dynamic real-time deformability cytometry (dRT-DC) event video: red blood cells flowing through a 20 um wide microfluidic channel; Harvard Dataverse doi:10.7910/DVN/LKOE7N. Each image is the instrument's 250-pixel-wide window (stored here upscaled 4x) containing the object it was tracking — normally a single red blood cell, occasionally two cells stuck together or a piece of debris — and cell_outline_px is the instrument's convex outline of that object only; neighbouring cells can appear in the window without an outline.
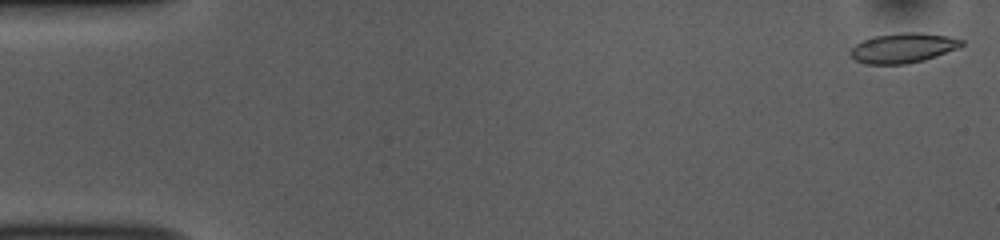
{"species": "common noctule bat (a hibernating species)", "species_latin": "Nyctalus noctula", "temperature_condition": "room temperature", "stored_images_in_passage": 52, "camera_frame_rate_fps": 3000, "um_per_image_px": 0.085, "animal": {"sex": "female", "body_mass_g": 10.0, "forearm_length_mm": 53.1}, "frame": {"image": 1, "passage_image": 1, "time_ms": 0.0, "image_size_px": [1000, 240], "cell_outline_px": [[964, 44], [960, 48], [924, 60], [904, 64], [864, 64], [856, 60], [852, 56], [852, 48], [856, 44], [864, 40], [876, 36], [900, 32], [920, 32], [948, 36], [964, 40]], "centroid_in_image_um": [76.82, 4.07], "position_along_channel_um": 8.2, "area_um2": 19.25}}
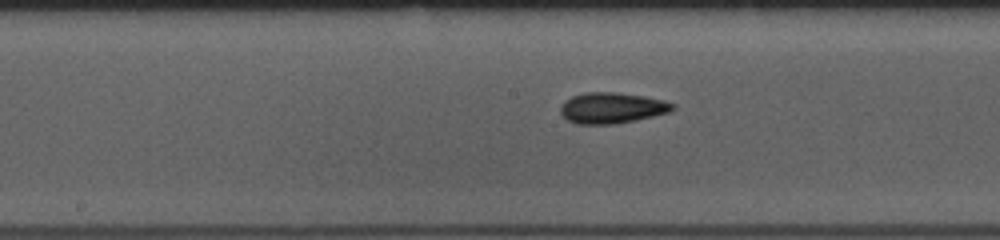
{"frame": {"image": 2, "passage_image": 26, "time_ms": 8.333, "image_size_px": [1000, 240], "cell_outline_px": [[676, 108], [668, 112], [652, 116], [616, 124], [576, 124], [568, 120], [560, 112], [560, 104], [564, 100], [572, 96], [584, 92], [616, 92], [644, 96], [664, 100], [676, 104]], "centroid_in_image_um": [51.99, 9.16], "position_along_channel_um": 196.2, "area_um2": 20.29}}
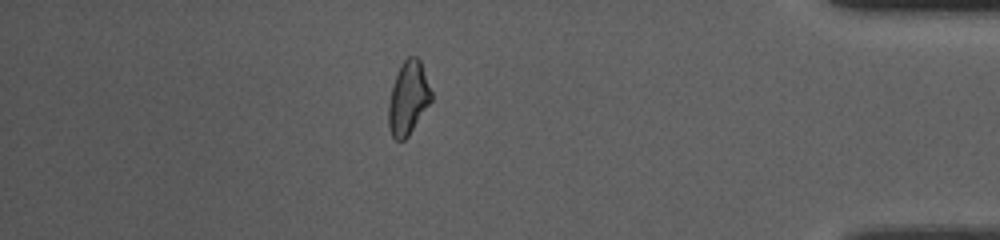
{"frame": {"image": 3, "passage_image": 45, "time_ms": 14.667, "image_size_px": [1000, 240], "cell_outline_px": [[432, 100], [408, 136], [404, 140], [396, 140], [392, 136], [388, 124], [388, 104], [392, 88], [396, 76], [404, 60], [408, 56], [416, 56], [420, 60], [432, 92]], "centroid_in_image_um": [34.7, 8.35], "position_along_channel_um": 400.5, "area_um2": 18.03}, "authors_computed_cell_mechanics": {"area_um2": 19.3341, "velocity_mm_per_s": 3.8452, "shape_relaxation_time_tau1_ms": 7.6794, "shape_relaxation_time_tau2_ms": 3.0248, "deformation_change_tau1": 0.1425, "deformation_change_tau2": 0.0655}}